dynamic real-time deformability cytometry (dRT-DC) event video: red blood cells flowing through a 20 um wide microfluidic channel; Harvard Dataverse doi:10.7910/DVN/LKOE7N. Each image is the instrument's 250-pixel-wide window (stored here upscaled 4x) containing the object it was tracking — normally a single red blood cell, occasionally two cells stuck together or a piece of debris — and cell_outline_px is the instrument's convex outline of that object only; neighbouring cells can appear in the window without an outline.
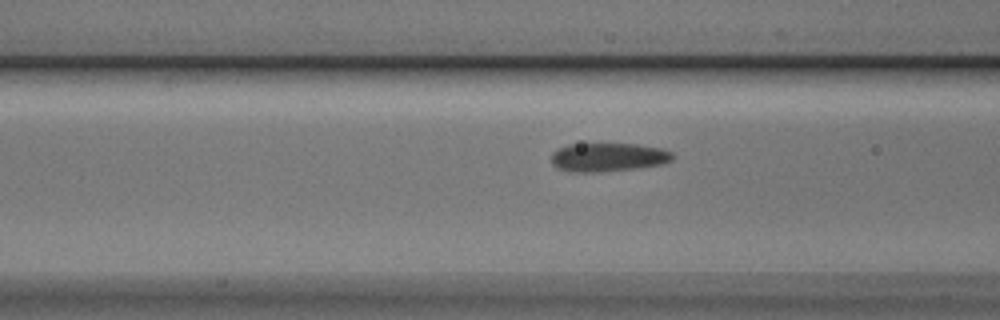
{"species": "Egyptian fruit bat (a non-hibernating species)", "species_latin": "Rousettus aegyptiacus", "temperature_condition": "cold", "stored_images_in_passage": 19, "camera_frame_rate_fps": 3000, "um_per_image_px": 0.085, "animal": {"sex": "male"}, "frame": {"image": 1, "passage_image": 16, "time_ms": 5.0, "image_size_px": [1000, 320], "cell_outline_px": [[676, 156], [672, 160], [660, 164], [640, 168], [600, 172], [576, 172], [556, 168], [552, 164], [552, 152], [556, 148], [568, 144], [636, 144], [660, 148], [672, 152]], "centroid_in_image_um": [51.68, 13.36], "position_along_channel_um": 114.9, "area_um2": 20.4}}